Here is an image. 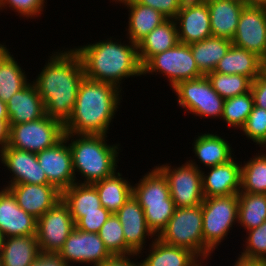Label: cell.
<instances>
[{
    "label": "cell",
    "instance_id": "obj_1",
    "mask_svg": "<svg viewBox=\"0 0 266 266\" xmlns=\"http://www.w3.org/2000/svg\"><path fill=\"white\" fill-rule=\"evenodd\" d=\"M50 55L32 82L43 99L45 115L64 124L74 109L80 84L85 78L84 69L73 48L53 50Z\"/></svg>",
    "mask_w": 266,
    "mask_h": 266
},
{
    "label": "cell",
    "instance_id": "obj_2",
    "mask_svg": "<svg viewBox=\"0 0 266 266\" xmlns=\"http://www.w3.org/2000/svg\"><path fill=\"white\" fill-rule=\"evenodd\" d=\"M112 37L73 49L81 58L87 79L106 82L122 90L125 79L142 77L137 44ZM124 79V81H123ZM121 85V86H120Z\"/></svg>",
    "mask_w": 266,
    "mask_h": 266
},
{
    "label": "cell",
    "instance_id": "obj_3",
    "mask_svg": "<svg viewBox=\"0 0 266 266\" xmlns=\"http://www.w3.org/2000/svg\"><path fill=\"white\" fill-rule=\"evenodd\" d=\"M115 85L86 77L80 84L71 116L64 123V133L107 135L122 103V92Z\"/></svg>",
    "mask_w": 266,
    "mask_h": 266
},
{
    "label": "cell",
    "instance_id": "obj_4",
    "mask_svg": "<svg viewBox=\"0 0 266 266\" xmlns=\"http://www.w3.org/2000/svg\"><path fill=\"white\" fill-rule=\"evenodd\" d=\"M64 137L71 149L76 183L92 184L117 171L120 143L108 144L107 135L64 133ZM76 174L80 175L83 180H79Z\"/></svg>",
    "mask_w": 266,
    "mask_h": 266
},
{
    "label": "cell",
    "instance_id": "obj_5",
    "mask_svg": "<svg viewBox=\"0 0 266 266\" xmlns=\"http://www.w3.org/2000/svg\"><path fill=\"white\" fill-rule=\"evenodd\" d=\"M201 210L204 260L207 261L223 240L228 239L230 230L238 223V194L204 197Z\"/></svg>",
    "mask_w": 266,
    "mask_h": 266
},
{
    "label": "cell",
    "instance_id": "obj_6",
    "mask_svg": "<svg viewBox=\"0 0 266 266\" xmlns=\"http://www.w3.org/2000/svg\"><path fill=\"white\" fill-rule=\"evenodd\" d=\"M203 216L201 205L175 208L168 224L156 237L161 242L182 247L204 261Z\"/></svg>",
    "mask_w": 266,
    "mask_h": 266
},
{
    "label": "cell",
    "instance_id": "obj_7",
    "mask_svg": "<svg viewBox=\"0 0 266 266\" xmlns=\"http://www.w3.org/2000/svg\"><path fill=\"white\" fill-rule=\"evenodd\" d=\"M181 109L201 118L221 119L224 99L213 89L206 75L182 81L172 88Z\"/></svg>",
    "mask_w": 266,
    "mask_h": 266
},
{
    "label": "cell",
    "instance_id": "obj_8",
    "mask_svg": "<svg viewBox=\"0 0 266 266\" xmlns=\"http://www.w3.org/2000/svg\"><path fill=\"white\" fill-rule=\"evenodd\" d=\"M150 74L164 75L171 88L182 81L203 76L195 63L190 45L183 43L152 56L142 66V76Z\"/></svg>",
    "mask_w": 266,
    "mask_h": 266
},
{
    "label": "cell",
    "instance_id": "obj_9",
    "mask_svg": "<svg viewBox=\"0 0 266 266\" xmlns=\"http://www.w3.org/2000/svg\"><path fill=\"white\" fill-rule=\"evenodd\" d=\"M166 177L171 198L175 207H193L201 205L204 200L202 191L201 165L195 159L189 158L181 166L169 163L156 166Z\"/></svg>",
    "mask_w": 266,
    "mask_h": 266
},
{
    "label": "cell",
    "instance_id": "obj_10",
    "mask_svg": "<svg viewBox=\"0 0 266 266\" xmlns=\"http://www.w3.org/2000/svg\"><path fill=\"white\" fill-rule=\"evenodd\" d=\"M9 126L8 146L35 154L54 146L64 137V124L47 115Z\"/></svg>",
    "mask_w": 266,
    "mask_h": 266
},
{
    "label": "cell",
    "instance_id": "obj_11",
    "mask_svg": "<svg viewBox=\"0 0 266 266\" xmlns=\"http://www.w3.org/2000/svg\"><path fill=\"white\" fill-rule=\"evenodd\" d=\"M75 227L69 208L61 199L37 219L36 237L39 250L58 253Z\"/></svg>",
    "mask_w": 266,
    "mask_h": 266
},
{
    "label": "cell",
    "instance_id": "obj_12",
    "mask_svg": "<svg viewBox=\"0 0 266 266\" xmlns=\"http://www.w3.org/2000/svg\"><path fill=\"white\" fill-rule=\"evenodd\" d=\"M58 254L68 266L78 263V265L99 266L111 256L98 233L84 232L76 227L69 234Z\"/></svg>",
    "mask_w": 266,
    "mask_h": 266
},
{
    "label": "cell",
    "instance_id": "obj_13",
    "mask_svg": "<svg viewBox=\"0 0 266 266\" xmlns=\"http://www.w3.org/2000/svg\"><path fill=\"white\" fill-rule=\"evenodd\" d=\"M37 160L48 182L60 192L76 183L72 153L65 137L54 146L37 153Z\"/></svg>",
    "mask_w": 266,
    "mask_h": 266
},
{
    "label": "cell",
    "instance_id": "obj_14",
    "mask_svg": "<svg viewBox=\"0 0 266 266\" xmlns=\"http://www.w3.org/2000/svg\"><path fill=\"white\" fill-rule=\"evenodd\" d=\"M174 21L179 43L190 45L212 36L206 2L185 0Z\"/></svg>",
    "mask_w": 266,
    "mask_h": 266
},
{
    "label": "cell",
    "instance_id": "obj_15",
    "mask_svg": "<svg viewBox=\"0 0 266 266\" xmlns=\"http://www.w3.org/2000/svg\"><path fill=\"white\" fill-rule=\"evenodd\" d=\"M232 45L262 56L266 47L265 7H243Z\"/></svg>",
    "mask_w": 266,
    "mask_h": 266
},
{
    "label": "cell",
    "instance_id": "obj_16",
    "mask_svg": "<svg viewBox=\"0 0 266 266\" xmlns=\"http://www.w3.org/2000/svg\"><path fill=\"white\" fill-rule=\"evenodd\" d=\"M0 162L10 172L6 188L14 184H50L37 160V154L6 146L0 152Z\"/></svg>",
    "mask_w": 266,
    "mask_h": 266
},
{
    "label": "cell",
    "instance_id": "obj_17",
    "mask_svg": "<svg viewBox=\"0 0 266 266\" xmlns=\"http://www.w3.org/2000/svg\"><path fill=\"white\" fill-rule=\"evenodd\" d=\"M115 214L122 225L125 243L134 253L142 252L148 246L147 241L156 239L147 225L144 210L133 195Z\"/></svg>",
    "mask_w": 266,
    "mask_h": 266
},
{
    "label": "cell",
    "instance_id": "obj_18",
    "mask_svg": "<svg viewBox=\"0 0 266 266\" xmlns=\"http://www.w3.org/2000/svg\"><path fill=\"white\" fill-rule=\"evenodd\" d=\"M6 188L19 207L36 219L61 200V192L52 184H14Z\"/></svg>",
    "mask_w": 266,
    "mask_h": 266
},
{
    "label": "cell",
    "instance_id": "obj_19",
    "mask_svg": "<svg viewBox=\"0 0 266 266\" xmlns=\"http://www.w3.org/2000/svg\"><path fill=\"white\" fill-rule=\"evenodd\" d=\"M0 189V235L3 238L36 235L37 219L19 207L7 188Z\"/></svg>",
    "mask_w": 266,
    "mask_h": 266
},
{
    "label": "cell",
    "instance_id": "obj_20",
    "mask_svg": "<svg viewBox=\"0 0 266 266\" xmlns=\"http://www.w3.org/2000/svg\"><path fill=\"white\" fill-rule=\"evenodd\" d=\"M202 173L204 197L228 196L238 194L241 188V162L230 161L207 168Z\"/></svg>",
    "mask_w": 266,
    "mask_h": 266
},
{
    "label": "cell",
    "instance_id": "obj_21",
    "mask_svg": "<svg viewBox=\"0 0 266 266\" xmlns=\"http://www.w3.org/2000/svg\"><path fill=\"white\" fill-rule=\"evenodd\" d=\"M9 125L32 122L45 116V105L31 81L6 103Z\"/></svg>",
    "mask_w": 266,
    "mask_h": 266
},
{
    "label": "cell",
    "instance_id": "obj_22",
    "mask_svg": "<svg viewBox=\"0 0 266 266\" xmlns=\"http://www.w3.org/2000/svg\"><path fill=\"white\" fill-rule=\"evenodd\" d=\"M128 9L127 39L138 44L153 29L158 27L167 18L158 10L142 5L136 0H127L121 3Z\"/></svg>",
    "mask_w": 266,
    "mask_h": 266
},
{
    "label": "cell",
    "instance_id": "obj_23",
    "mask_svg": "<svg viewBox=\"0 0 266 266\" xmlns=\"http://www.w3.org/2000/svg\"><path fill=\"white\" fill-rule=\"evenodd\" d=\"M146 251L138 253L139 256L145 252V259L141 260L142 266H197L202 260L186 248L171 246L154 239ZM141 254V255H140Z\"/></svg>",
    "mask_w": 266,
    "mask_h": 266
},
{
    "label": "cell",
    "instance_id": "obj_24",
    "mask_svg": "<svg viewBox=\"0 0 266 266\" xmlns=\"http://www.w3.org/2000/svg\"><path fill=\"white\" fill-rule=\"evenodd\" d=\"M196 136L192 143V151L195 153L194 156L198 159L197 161L203 164L204 167H214L218 164L226 163L235 157L232 144H229V141L225 140L224 136H219L216 132L213 134L212 131L211 133L203 132Z\"/></svg>",
    "mask_w": 266,
    "mask_h": 266
},
{
    "label": "cell",
    "instance_id": "obj_25",
    "mask_svg": "<svg viewBox=\"0 0 266 266\" xmlns=\"http://www.w3.org/2000/svg\"><path fill=\"white\" fill-rule=\"evenodd\" d=\"M207 5L212 36L232 41L244 3L241 0H220L211 1Z\"/></svg>",
    "mask_w": 266,
    "mask_h": 266
},
{
    "label": "cell",
    "instance_id": "obj_26",
    "mask_svg": "<svg viewBox=\"0 0 266 266\" xmlns=\"http://www.w3.org/2000/svg\"><path fill=\"white\" fill-rule=\"evenodd\" d=\"M179 43L174 19H166L138 44V58L143 66L152 56L167 51Z\"/></svg>",
    "mask_w": 266,
    "mask_h": 266
},
{
    "label": "cell",
    "instance_id": "obj_27",
    "mask_svg": "<svg viewBox=\"0 0 266 266\" xmlns=\"http://www.w3.org/2000/svg\"><path fill=\"white\" fill-rule=\"evenodd\" d=\"M263 71L260 57L246 49L231 45L227 53L218 62L214 72L239 74L252 81Z\"/></svg>",
    "mask_w": 266,
    "mask_h": 266
},
{
    "label": "cell",
    "instance_id": "obj_28",
    "mask_svg": "<svg viewBox=\"0 0 266 266\" xmlns=\"http://www.w3.org/2000/svg\"><path fill=\"white\" fill-rule=\"evenodd\" d=\"M122 176V173L116 171L113 175L92 183L98 192L101 206L111 213H116L132 196L133 183Z\"/></svg>",
    "mask_w": 266,
    "mask_h": 266
},
{
    "label": "cell",
    "instance_id": "obj_29",
    "mask_svg": "<svg viewBox=\"0 0 266 266\" xmlns=\"http://www.w3.org/2000/svg\"><path fill=\"white\" fill-rule=\"evenodd\" d=\"M61 199L68 206L75 224L83 213L100 212L101 202L92 184L74 183L61 192Z\"/></svg>",
    "mask_w": 266,
    "mask_h": 266
},
{
    "label": "cell",
    "instance_id": "obj_30",
    "mask_svg": "<svg viewBox=\"0 0 266 266\" xmlns=\"http://www.w3.org/2000/svg\"><path fill=\"white\" fill-rule=\"evenodd\" d=\"M40 250L36 235L3 238L1 260L3 266H29Z\"/></svg>",
    "mask_w": 266,
    "mask_h": 266
},
{
    "label": "cell",
    "instance_id": "obj_31",
    "mask_svg": "<svg viewBox=\"0 0 266 266\" xmlns=\"http://www.w3.org/2000/svg\"><path fill=\"white\" fill-rule=\"evenodd\" d=\"M231 45L232 41L230 39L214 36L190 44L191 52L199 71L203 75L213 72Z\"/></svg>",
    "mask_w": 266,
    "mask_h": 266
},
{
    "label": "cell",
    "instance_id": "obj_32",
    "mask_svg": "<svg viewBox=\"0 0 266 266\" xmlns=\"http://www.w3.org/2000/svg\"><path fill=\"white\" fill-rule=\"evenodd\" d=\"M148 173L132 184V195L139 203H156L172 200L164 174L154 165Z\"/></svg>",
    "mask_w": 266,
    "mask_h": 266
},
{
    "label": "cell",
    "instance_id": "obj_33",
    "mask_svg": "<svg viewBox=\"0 0 266 266\" xmlns=\"http://www.w3.org/2000/svg\"><path fill=\"white\" fill-rule=\"evenodd\" d=\"M238 223L246 231L266 221V194L238 193Z\"/></svg>",
    "mask_w": 266,
    "mask_h": 266
},
{
    "label": "cell",
    "instance_id": "obj_34",
    "mask_svg": "<svg viewBox=\"0 0 266 266\" xmlns=\"http://www.w3.org/2000/svg\"><path fill=\"white\" fill-rule=\"evenodd\" d=\"M243 163L240 192L266 194V153L260 150Z\"/></svg>",
    "mask_w": 266,
    "mask_h": 266
},
{
    "label": "cell",
    "instance_id": "obj_35",
    "mask_svg": "<svg viewBox=\"0 0 266 266\" xmlns=\"http://www.w3.org/2000/svg\"><path fill=\"white\" fill-rule=\"evenodd\" d=\"M28 80L31 81L27 78L25 69L10 54L0 65V100L7 103L29 83Z\"/></svg>",
    "mask_w": 266,
    "mask_h": 266
},
{
    "label": "cell",
    "instance_id": "obj_36",
    "mask_svg": "<svg viewBox=\"0 0 266 266\" xmlns=\"http://www.w3.org/2000/svg\"><path fill=\"white\" fill-rule=\"evenodd\" d=\"M254 106V98L251 90L247 93L237 95L224 101L222 118L229 127L241 129L244 127L248 115Z\"/></svg>",
    "mask_w": 266,
    "mask_h": 266
},
{
    "label": "cell",
    "instance_id": "obj_37",
    "mask_svg": "<svg viewBox=\"0 0 266 266\" xmlns=\"http://www.w3.org/2000/svg\"><path fill=\"white\" fill-rule=\"evenodd\" d=\"M207 78L213 89L224 99H229L237 95L247 93L251 90L252 80L239 74H222L210 72Z\"/></svg>",
    "mask_w": 266,
    "mask_h": 266
},
{
    "label": "cell",
    "instance_id": "obj_38",
    "mask_svg": "<svg viewBox=\"0 0 266 266\" xmlns=\"http://www.w3.org/2000/svg\"><path fill=\"white\" fill-rule=\"evenodd\" d=\"M98 235L111 255L134 253L125 243L122 225L115 213L102 225Z\"/></svg>",
    "mask_w": 266,
    "mask_h": 266
},
{
    "label": "cell",
    "instance_id": "obj_39",
    "mask_svg": "<svg viewBox=\"0 0 266 266\" xmlns=\"http://www.w3.org/2000/svg\"><path fill=\"white\" fill-rule=\"evenodd\" d=\"M139 204L144 210L149 229L157 237L174 214L176 208L174 201L164 200V202Z\"/></svg>",
    "mask_w": 266,
    "mask_h": 266
},
{
    "label": "cell",
    "instance_id": "obj_40",
    "mask_svg": "<svg viewBox=\"0 0 266 266\" xmlns=\"http://www.w3.org/2000/svg\"><path fill=\"white\" fill-rule=\"evenodd\" d=\"M243 251L238 256L249 260H266V221L260 226L245 231Z\"/></svg>",
    "mask_w": 266,
    "mask_h": 266
},
{
    "label": "cell",
    "instance_id": "obj_41",
    "mask_svg": "<svg viewBox=\"0 0 266 266\" xmlns=\"http://www.w3.org/2000/svg\"><path fill=\"white\" fill-rule=\"evenodd\" d=\"M241 131L261 148L266 142V110L254 105Z\"/></svg>",
    "mask_w": 266,
    "mask_h": 266
},
{
    "label": "cell",
    "instance_id": "obj_42",
    "mask_svg": "<svg viewBox=\"0 0 266 266\" xmlns=\"http://www.w3.org/2000/svg\"><path fill=\"white\" fill-rule=\"evenodd\" d=\"M46 3L47 0H0V12L8 7L21 18L36 19L43 14Z\"/></svg>",
    "mask_w": 266,
    "mask_h": 266
},
{
    "label": "cell",
    "instance_id": "obj_43",
    "mask_svg": "<svg viewBox=\"0 0 266 266\" xmlns=\"http://www.w3.org/2000/svg\"><path fill=\"white\" fill-rule=\"evenodd\" d=\"M111 214L102 206L100 212L83 213V217L75 224L76 228L84 232L98 233Z\"/></svg>",
    "mask_w": 266,
    "mask_h": 266
},
{
    "label": "cell",
    "instance_id": "obj_44",
    "mask_svg": "<svg viewBox=\"0 0 266 266\" xmlns=\"http://www.w3.org/2000/svg\"><path fill=\"white\" fill-rule=\"evenodd\" d=\"M138 3L158 10L167 19H174L185 0H136Z\"/></svg>",
    "mask_w": 266,
    "mask_h": 266
},
{
    "label": "cell",
    "instance_id": "obj_45",
    "mask_svg": "<svg viewBox=\"0 0 266 266\" xmlns=\"http://www.w3.org/2000/svg\"><path fill=\"white\" fill-rule=\"evenodd\" d=\"M254 105L266 110V74L262 71L251 84Z\"/></svg>",
    "mask_w": 266,
    "mask_h": 266
},
{
    "label": "cell",
    "instance_id": "obj_46",
    "mask_svg": "<svg viewBox=\"0 0 266 266\" xmlns=\"http://www.w3.org/2000/svg\"><path fill=\"white\" fill-rule=\"evenodd\" d=\"M140 256L137 253L123 254V255H111L99 266H142L141 261H136ZM131 258V259H130ZM134 259V260H132Z\"/></svg>",
    "mask_w": 266,
    "mask_h": 266
},
{
    "label": "cell",
    "instance_id": "obj_47",
    "mask_svg": "<svg viewBox=\"0 0 266 266\" xmlns=\"http://www.w3.org/2000/svg\"><path fill=\"white\" fill-rule=\"evenodd\" d=\"M29 266H68V264L58 253L40 251Z\"/></svg>",
    "mask_w": 266,
    "mask_h": 266
},
{
    "label": "cell",
    "instance_id": "obj_48",
    "mask_svg": "<svg viewBox=\"0 0 266 266\" xmlns=\"http://www.w3.org/2000/svg\"><path fill=\"white\" fill-rule=\"evenodd\" d=\"M9 120H0V152L8 145L9 143Z\"/></svg>",
    "mask_w": 266,
    "mask_h": 266
},
{
    "label": "cell",
    "instance_id": "obj_49",
    "mask_svg": "<svg viewBox=\"0 0 266 266\" xmlns=\"http://www.w3.org/2000/svg\"><path fill=\"white\" fill-rule=\"evenodd\" d=\"M233 266H266V262L263 260H249L238 256Z\"/></svg>",
    "mask_w": 266,
    "mask_h": 266
},
{
    "label": "cell",
    "instance_id": "obj_50",
    "mask_svg": "<svg viewBox=\"0 0 266 266\" xmlns=\"http://www.w3.org/2000/svg\"><path fill=\"white\" fill-rule=\"evenodd\" d=\"M245 6L265 7L266 0H241Z\"/></svg>",
    "mask_w": 266,
    "mask_h": 266
},
{
    "label": "cell",
    "instance_id": "obj_51",
    "mask_svg": "<svg viewBox=\"0 0 266 266\" xmlns=\"http://www.w3.org/2000/svg\"><path fill=\"white\" fill-rule=\"evenodd\" d=\"M7 48L8 47L5 45V43H0V65L11 54L9 51L10 49Z\"/></svg>",
    "mask_w": 266,
    "mask_h": 266
},
{
    "label": "cell",
    "instance_id": "obj_52",
    "mask_svg": "<svg viewBox=\"0 0 266 266\" xmlns=\"http://www.w3.org/2000/svg\"><path fill=\"white\" fill-rule=\"evenodd\" d=\"M0 120H9L7 114V105L1 100H0Z\"/></svg>",
    "mask_w": 266,
    "mask_h": 266
},
{
    "label": "cell",
    "instance_id": "obj_53",
    "mask_svg": "<svg viewBox=\"0 0 266 266\" xmlns=\"http://www.w3.org/2000/svg\"><path fill=\"white\" fill-rule=\"evenodd\" d=\"M260 61H261L262 66L266 64V47H265L264 53L260 57Z\"/></svg>",
    "mask_w": 266,
    "mask_h": 266
},
{
    "label": "cell",
    "instance_id": "obj_54",
    "mask_svg": "<svg viewBox=\"0 0 266 266\" xmlns=\"http://www.w3.org/2000/svg\"><path fill=\"white\" fill-rule=\"evenodd\" d=\"M110 1H111V0H110ZM125 1H127V0H112L111 2H115V3L121 5V3L125 2Z\"/></svg>",
    "mask_w": 266,
    "mask_h": 266
},
{
    "label": "cell",
    "instance_id": "obj_55",
    "mask_svg": "<svg viewBox=\"0 0 266 266\" xmlns=\"http://www.w3.org/2000/svg\"><path fill=\"white\" fill-rule=\"evenodd\" d=\"M2 242H3V237L0 235V254H1V249H2Z\"/></svg>",
    "mask_w": 266,
    "mask_h": 266
},
{
    "label": "cell",
    "instance_id": "obj_56",
    "mask_svg": "<svg viewBox=\"0 0 266 266\" xmlns=\"http://www.w3.org/2000/svg\"><path fill=\"white\" fill-rule=\"evenodd\" d=\"M198 1L209 3L211 1H220V0H198Z\"/></svg>",
    "mask_w": 266,
    "mask_h": 266
},
{
    "label": "cell",
    "instance_id": "obj_57",
    "mask_svg": "<svg viewBox=\"0 0 266 266\" xmlns=\"http://www.w3.org/2000/svg\"><path fill=\"white\" fill-rule=\"evenodd\" d=\"M204 262H205V264H203ZM206 262H207V261H201L197 266H205V265L208 266V265L206 264Z\"/></svg>",
    "mask_w": 266,
    "mask_h": 266
},
{
    "label": "cell",
    "instance_id": "obj_58",
    "mask_svg": "<svg viewBox=\"0 0 266 266\" xmlns=\"http://www.w3.org/2000/svg\"><path fill=\"white\" fill-rule=\"evenodd\" d=\"M264 149H266V142L264 143V145L261 147V150L264 152L265 150ZM266 153V152H265Z\"/></svg>",
    "mask_w": 266,
    "mask_h": 266
},
{
    "label": "cell",
    "instance_id": "obj_59",
    "mask_svg": "<svg viewBox=\"0 0 266 266\" xmlns=\"http://www.w3.org/2000/svg\"><path fill=\"white\" fill-rule=\"evenodd\" d=\"M263 72L266 74V64L263 66Z\"/></svg>",
    "mask_w": 266,
    "mask_h": 266
},
{
    "label": "cell",
    "instance_id": "obj_60",
    "mask_svg": "<svg viewBox=\"0 0 266 266\" xmlns=\"http://www.w3.org/2000/svg\"><path fill=\"white\" fill-rule=\"evenodd\" d=\"M0 266H3V262H2V260H1V257H0Z\"/></svg>",
    "mask_w": 266,
    "mask_h": 266
}]
</instances>
